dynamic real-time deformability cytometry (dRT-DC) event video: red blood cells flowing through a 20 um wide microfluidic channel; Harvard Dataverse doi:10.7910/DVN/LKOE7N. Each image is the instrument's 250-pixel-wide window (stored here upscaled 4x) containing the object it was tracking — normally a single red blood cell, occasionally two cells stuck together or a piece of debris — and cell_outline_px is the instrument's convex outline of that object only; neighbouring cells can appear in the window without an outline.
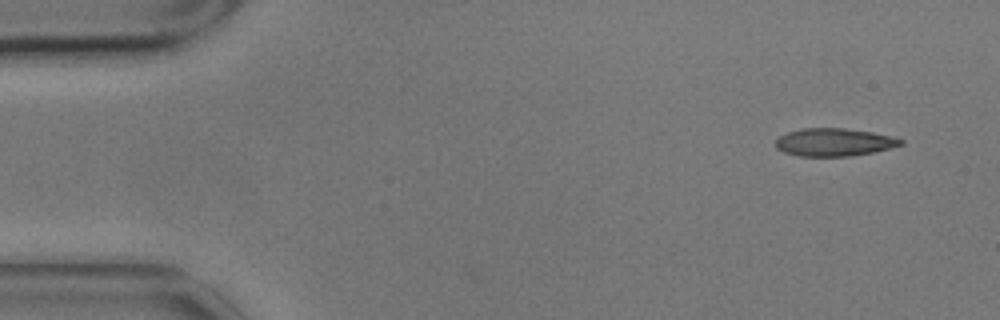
{"species": "common noctule bat (a hibernating species)", "species_latin": "Nyctalus noctula", "temperature_condition": "cold", "stored_images_in_passage": 5, "camera_frame_rate_fps": 3000, "um_per_image_px": 0.085, "animal": {"sex": "male", "body_mass_g": 17.9}, "frame": {"image": 1, "passage_image": 1, "time_ms": 0.0, "image_size_px": [1000, 320], "cell_outline_px": [[904, 144], [872, 152], [852, 156], [800, 156], [784, 152], [776, 148], [776, 140], [780, 136], [788, 132], [800, 128], [844, 128], [872, 132], [904, 140]], "centroid_in_image_um": [70.87, 12.08], "position_along_channel_um": 14.1, "area_um2": 20.11}}
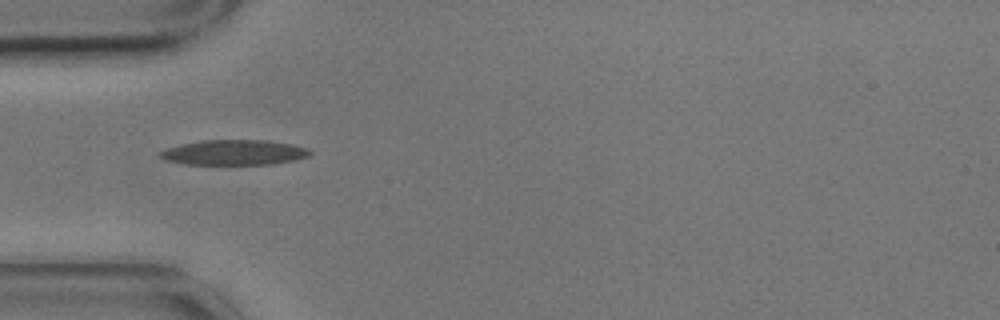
{"frame": {"image": 2, "passage_image": 4, "time_ms": 1.0, "image_size_px": [1000, 320], "cell_outline_px": [[312, 152], [308, 156], [296, 160], [272, 164], [188, 164], [168, 160], [160, 156], [160, 152], [168, 148], [184, 144], [204, 140], [268, 140], [292, 144], [308, 148]], "centroid_in_image_um": [19.99, 12.95], "position_along_channel_um": 65.0, "area_um2": 21.68}}